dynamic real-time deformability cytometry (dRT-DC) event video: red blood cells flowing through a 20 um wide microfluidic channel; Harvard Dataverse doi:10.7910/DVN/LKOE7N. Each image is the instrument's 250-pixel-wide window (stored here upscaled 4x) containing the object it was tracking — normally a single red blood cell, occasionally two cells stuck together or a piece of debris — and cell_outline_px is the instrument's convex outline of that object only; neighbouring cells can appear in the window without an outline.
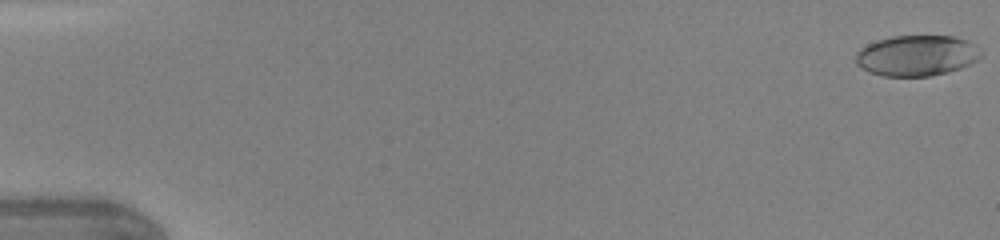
{"species": "human", "species_latin": "Homo sapiens", "temperature_condition": "warm", "stored_images_in_passage": 10, "camera_frame_rate_fps": 3000, "um_per_image_px": 0.085, "donor": {"sex": "female"}, "frame": {"image": 1, "passage_image": 1, "time_ms": 0.0, "image_size_px": [1000, 240], "cell_outline_px": [[984, 56], [960, 68], [948, 72], [928, 76], [884, 76], [868, 72], [856, 64], [856, 52], [860, 48], [876, 40], [892, 36], [952, 36], [968, 40]], "centroid_in_image_um": [77.89, 4.72], "position_along_channel_um": 7.1, "area_um2": 29.65}}